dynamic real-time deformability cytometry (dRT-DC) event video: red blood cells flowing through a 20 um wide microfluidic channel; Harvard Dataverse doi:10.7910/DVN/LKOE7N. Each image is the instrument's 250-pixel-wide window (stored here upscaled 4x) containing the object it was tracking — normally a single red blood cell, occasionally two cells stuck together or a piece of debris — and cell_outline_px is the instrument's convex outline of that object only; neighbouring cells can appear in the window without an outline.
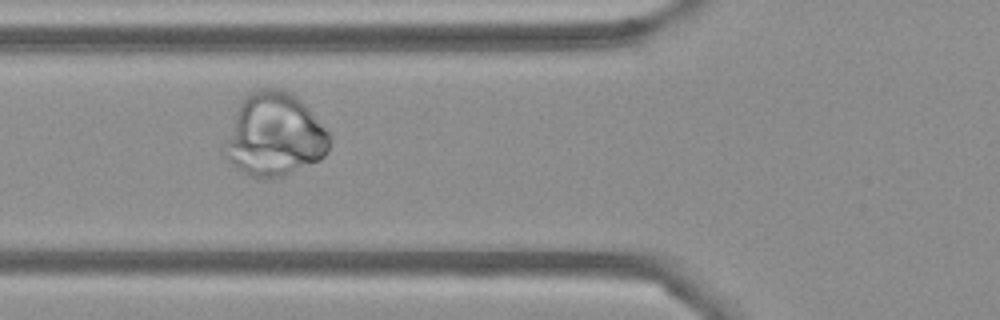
{"species": "Egyptian fruit bat (a non-hibernating species)", "species_latin": "Rousettus aegyptiacus", "temperature_condition": "cold", "stored_images_in_passage": 55, "camera_frame_rate_fps": 3000, "um_per_image_px": 0.085, "frame": {"image": 1, "passage_image": 20, "time_ms": 6.333, "image_size_px": [1000, 320], "cell_outline_px": [[328, 148], [324, 156], [320, 160], [284, 176], [252, 176], [236, 168], [228, 160], [224, 144], [236, 112], [244, 96], [256, 88], [280, 88], [292, 92], [300, 100], [328, 132]], "centroid_in_image_um": [23.32, 11.43], "position_along_channel_um": 102.5, "area_um2": 49.94}}
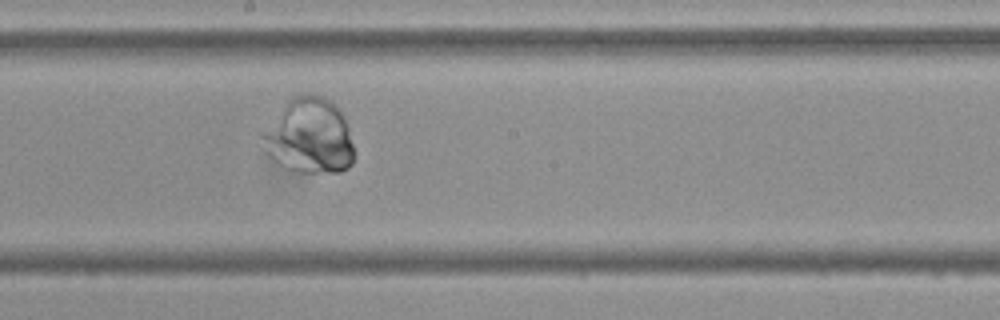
{"frame": {"image": 2, "passage_image": 30, "time_ms": 9.667, "image_size_px": [1000, 320], "cell_outline_px": [[352, 164], [348, 168], [340, 172], [304, 172], [288, 168], [264, 152], [256, 132], [288, 100], [296, 96], [324, 96], [332, 100], [336, 104], [348, 128], [352, 144]], "centroid_in_image_um": [26.2, 11.56], "position_along_channel_um": 222.0, "area_um2": 40.46}}
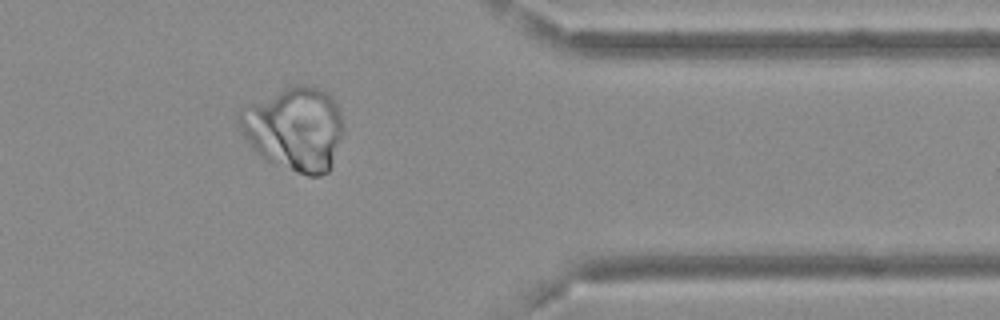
{"frame": {"image": 3, "passage_image": 45, "time_ms": 14.667, "image_size_px": [1000, 320], "cell_outline_px": [[344, 132], [332, 164], [328, 172], [320, 176], [308, 176], [268, 160], [256, 152], [252, 148], [244, 136], [236, 120], [240, 112], [248, 104], [292, 84], [312, 84], [324, 88], [332, 96], [340, 112]], "centroid_in_image_um": [25.07, 10.9], "position_along_channel_um": 386.3, "area_um2": 51.1}}